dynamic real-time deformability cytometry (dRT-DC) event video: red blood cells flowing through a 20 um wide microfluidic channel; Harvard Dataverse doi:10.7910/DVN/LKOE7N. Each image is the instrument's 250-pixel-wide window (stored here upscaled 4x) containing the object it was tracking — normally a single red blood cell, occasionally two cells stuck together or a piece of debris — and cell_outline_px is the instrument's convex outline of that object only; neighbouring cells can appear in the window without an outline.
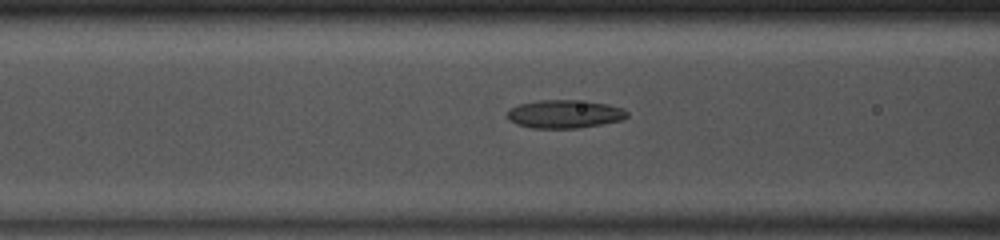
{"species": "common noctule bat (a hibernating species)", "species_latin": "Nyctalus noctula", "temperature_condition": "room temperature", "stored_images_in_passage": 46, "camera_frame_rate_fps": 3000, "um_per_image_px": 0.085, "animal": {"sex": "male", "body_mass_g": 13.0, "forearm_length_mm": 53.1}, "frame": {"image": 1, "passage_image": 17, "time_ms": 5.333, "image_size_px": [1000, 240], "cell_outline_px": [[628, 116], [624, 120], [576, 128], [532, 128], [516, 124], [508, 120], [508, 108], [520, 104], [540, 100], [576, 100], [608, 104], [624, 108], [628, 112]], "centroid_in_image_um": [48.0, 9.69], "position_along_channel_um": 118.6, "area_um2": 19.77}}
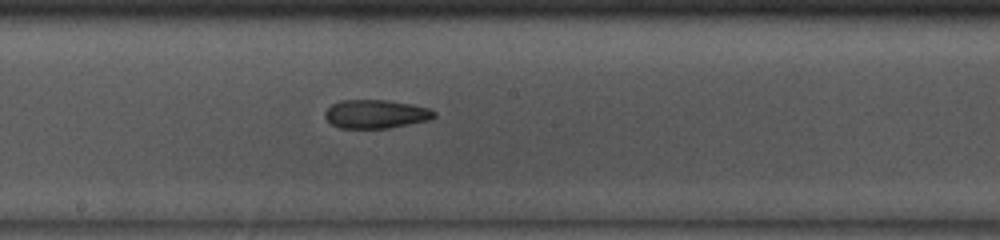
{"frame": {"image": 2, "passage_image": 24, "time_ms": 7.667, "image_size_px": [1000, 240], "cell_outline_px": [[436, 116], [432, 120], [388, 128], [340, 128], [332, 124], [324, 116], [324, 112], [332, 104], [340, 100], [384, 100], [408, 104], [428, 108], [436, 112]], "centroid_in_image_um": [31.95, 9.7], "position_along_channel_um": 216.3, "area_um2": 18.15}}
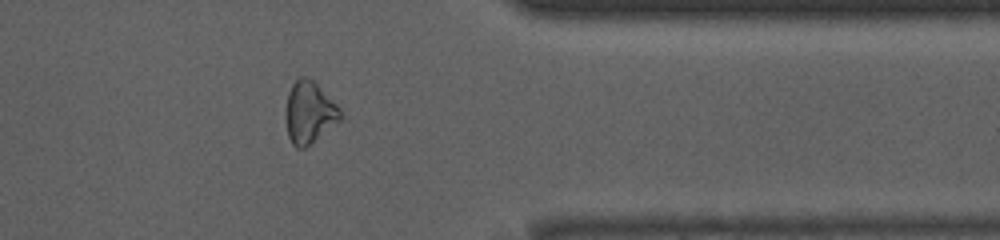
{"frame": {"image": 3, "passage_image": 37, "time_ms": 12.0, "image_size_px": [1000, 240], "cell_outline_px": [[340, 120], [304, 148], [296, 148], [292, 144], [288, 136], [284, 120], [284, 108], [288, 92], [292, 84], [300, 76], [308, 76], [340, 108]], "centroid_in_image_um": [26.21, 9.55], "position_along_channel_um": 385.2, "area_um2": 19.65}, "authors_computed_cell_mechanics": {"area_um2": 19.941, "velocity_mm_per_s": 4.17, "shape_relaxation_time_tau1_ms": null, "shape_relaxation_time_tau2_ms": 2.4406, "deformation_change_tau1": null, "deformation_change_tau2": 0.0905}}